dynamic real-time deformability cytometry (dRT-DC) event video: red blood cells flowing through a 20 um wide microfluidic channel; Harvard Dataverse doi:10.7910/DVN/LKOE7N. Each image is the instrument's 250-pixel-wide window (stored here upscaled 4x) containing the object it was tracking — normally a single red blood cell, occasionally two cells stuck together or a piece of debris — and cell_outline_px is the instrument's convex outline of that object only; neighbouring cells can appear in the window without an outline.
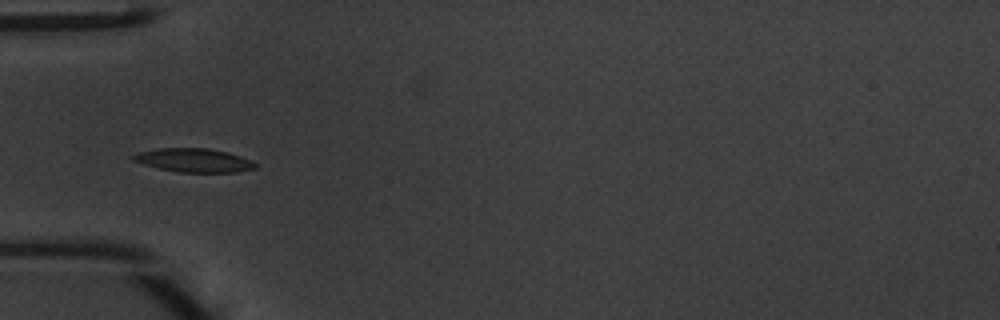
{"species": "common noctule bat (a hibernating species)", "species_latin": "Nyctalus noctula", "temperature_condition": "warm", "stored_images_in_passage": 34, "camera_frame_rate_fps": 3000, "um_per_image_px": 0.085, "animal": {"sex": "male", "body_mass_g": 20.1, "forearm_length_mm": 53.5}, "frame": {"image": 1, "passage_image": 1, "time_ms": 0.0, "image_size_px": [1000, 320], "cell_outline_px": [[256, 168], [236, 172], [180, 172], [160, 168], [144, 164], [132, 160], [132, 156], [136, 152], [160, 148], [208, 148], [228, 152], [252, 160], [256, 164]], "centroid_in_image_um": [16.49, 13.61], "position_along_channel_um": 68.5, "area_um2": 16.76}}
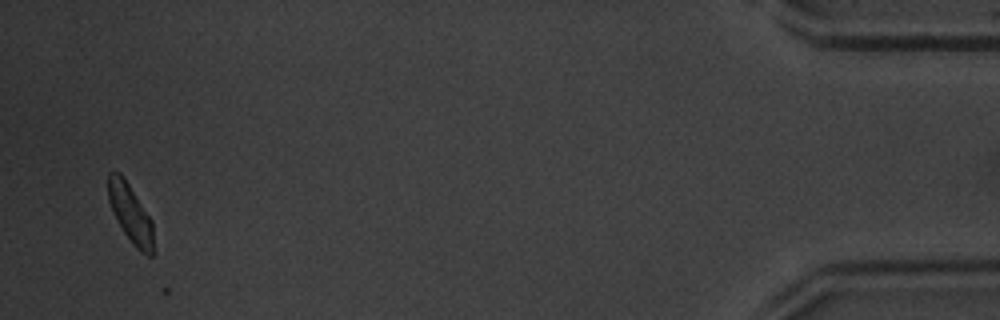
{"frame": {"image": 2, "passage_image": 32, "time_ms": 10.333, "image_size_px": [1000, 320], "cell_outline_px": [[152, 256], [148, 256], [140, 252], [132, 244], [124, 232], [108, 200], [108, 172], [120, 172], [152, 220]], "centroid_in_image_um": [11.08, 18.14], "position_along_channel_um": 424.1, "area_um2": 14.91}}